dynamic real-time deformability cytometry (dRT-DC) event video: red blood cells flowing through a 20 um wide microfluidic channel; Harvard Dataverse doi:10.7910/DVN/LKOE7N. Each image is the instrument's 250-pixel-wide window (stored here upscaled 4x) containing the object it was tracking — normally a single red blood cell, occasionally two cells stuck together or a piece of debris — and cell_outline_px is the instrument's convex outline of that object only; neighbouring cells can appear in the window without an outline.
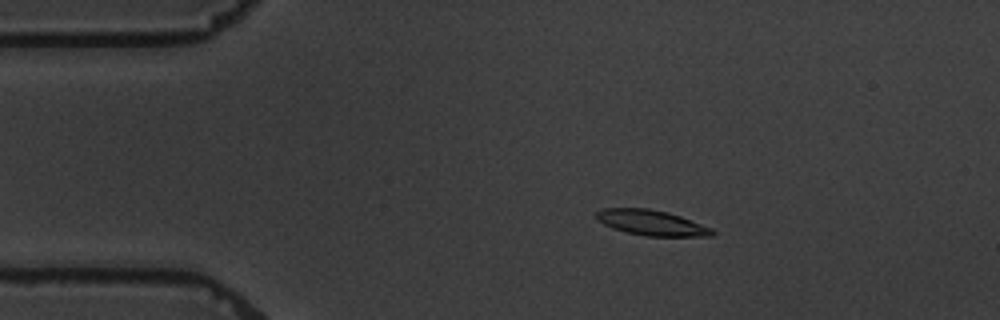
{"species": "common noctule bat (a hibernating species)", "species_latin": "Nyctalus noctula", "temperature_condition": "warm", "stored_images_in_passage": 7, "camera_frame_rate_fps": 3000, "um_per_image_px": 0.085, "animal": {"sex": "male", "body_mass_g": 19.5, "forearm_length_mm": 54.6}, "frame": {"image": 1, "passage_image": 2, "time_ms": 1.333, "image_size_px": [1000, 320], "cell_outline_px": [[716, 232], [712, 236], [644, 236], [612, 228], [596, 220], [596, 212], [604, 208], [648, 208], [668, 212], [680, 216], [712, 228]], "centroid_in_image_um": [55.37, 18.93], "position_along_channel_um": 29.6, "area_um2": 17.11}}
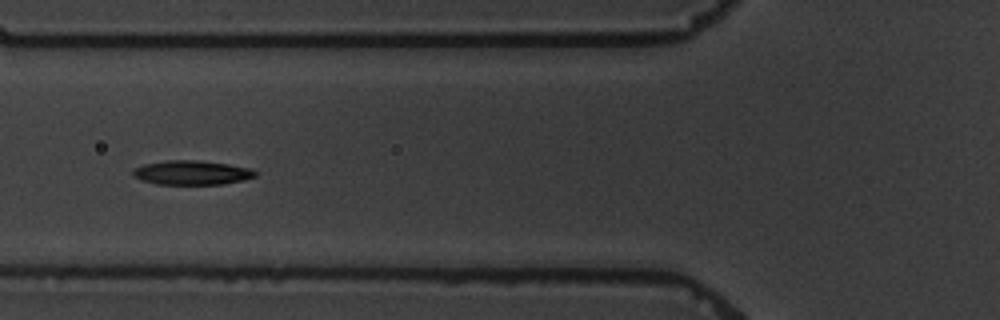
{"frame": {"image": 2, "passage_image": 5, "time_ms": 5.0, "image_size_px": [1000, 320], "cell_outline_px": [[256, 176], [244, 180], [224, 184], [156, 184], [132, 176], [132, 168], [144, 164], [168, 160], [196, 160], [228, 164], [252, 168], [256, 172]], "centroid_in_image_um": [16.3, 14.67], "position_along_channel_um": 109.5, "area_um2": 17.34}}
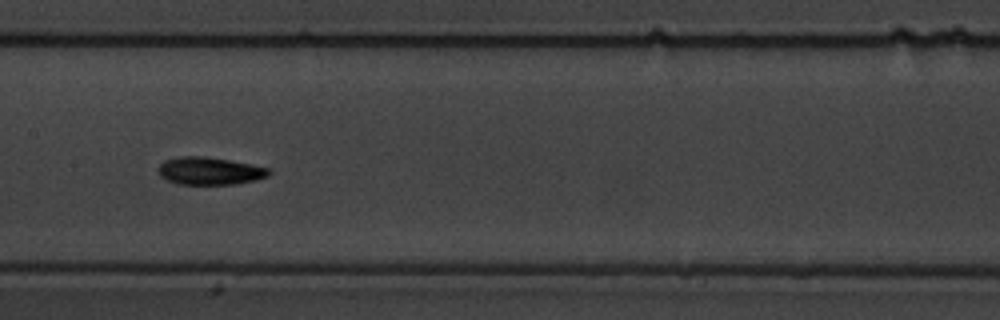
{"frame": {"image": 3, "passage_image": 7, "time_ms": 7.333, "image_size_px": [1000, 320], "cell_outline_px": [[272, 172], [268, 176], [256, 180], [236, 184], [176, 184], [160, 176], [156, 168], [164, 160], [180, 156], [204, 156], [252, 164], [272, 168]], "centroid_in_image_um": [17.84, 14.53], "position_along_channel_um": 189.6, "area_um2": 18.03}}